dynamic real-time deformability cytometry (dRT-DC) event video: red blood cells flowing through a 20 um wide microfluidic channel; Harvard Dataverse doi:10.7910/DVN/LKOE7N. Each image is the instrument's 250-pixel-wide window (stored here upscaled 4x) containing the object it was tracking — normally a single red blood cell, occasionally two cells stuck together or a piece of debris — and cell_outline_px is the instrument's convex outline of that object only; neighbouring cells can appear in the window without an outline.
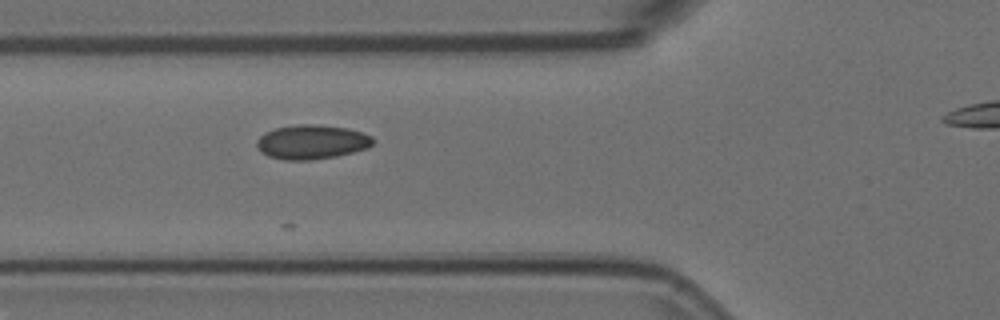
{"species": "Egyptian fruit bat (a non-hibernating species)", "species_latin": "Rousettus aegyptiacus", "temperature_condition": "room temperature", "stored_images_in_passage": 15, "camera_frame_rate_fps": 3000, "um_per_image_px": 0.085, "animal": {"sex": "female"}, "frame": {"image": 1, "passage_image": 4, "time_ms": 1.0, "image_size_px": [1000, 320], "cell_outline_px": [[372, 144], [368, 148], [336, 156], [312, 160], [284, 160], [268, 156], [260, 152], [256, 144], [256, 140], [260, 136], [276, 128], [296, 124], [312, 124], [348, 128], [364, 132], [372, 136]], "centroid_in_image_um": [26.49, 12.07], "position_along_channel_um": 99.3, "area_um2": 23.24}}
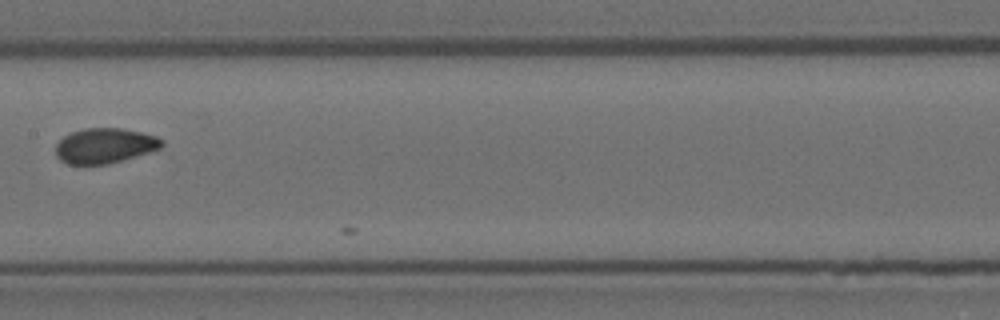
{"frame": {"image": 2, "passage_image": 12, "time_ms": 3.667, "image_size_px": [1000, 320], "cell_outline_px": [[164, 144], [160, 148], [148, 152], [108, 164], [68, 164], [60, 160], [56, 156], [56, 144], [64, 136], [72, 132], [84, 128], [120, 128], [140, 132], [156, 136], [164, 140]], "centroid_in_image_um": [8.89, 12.38], "position_along_channel_um": 198.5, "area_um2": 21.56}}